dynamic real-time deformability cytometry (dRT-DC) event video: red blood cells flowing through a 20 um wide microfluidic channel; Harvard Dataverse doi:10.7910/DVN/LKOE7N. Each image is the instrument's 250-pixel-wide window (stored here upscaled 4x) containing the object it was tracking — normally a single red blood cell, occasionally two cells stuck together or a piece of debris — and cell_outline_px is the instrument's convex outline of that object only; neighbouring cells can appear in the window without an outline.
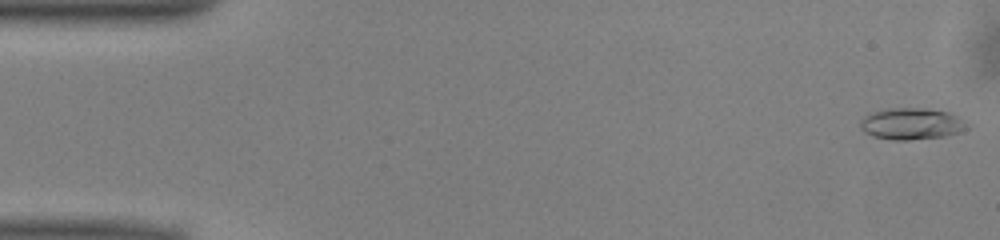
{"species": "common noctule bat (a hibernating species)", "species_latin": "Nyctalus noctula", "temperature_condition": "warm", "stored_images_in_passage": 50, "camera_frame_rate_fps": 3000, "um_per_image_px": 0.085, "animal": {"sex": "male", "body_mass_g": 13.0, "forearm_length_mm": 53.1}, "frame": {"image": 1, "passage_image": 1, "time_ms": 0.0, "image_size_px": [1000, 240], "cell_outline_px": [[972, 124], [968, 128], [944, 136], [908, 140], [892, 140], [872, 136], [864, 132], [860, 128], [860, 120], [864, 116], [872, 112], [888, 108], [924, 108], [948, 112]], "centroid_in_image_um": [77.46, 10.52], "position_along_channel_um": 7.5, "area_um2": 19.71}}
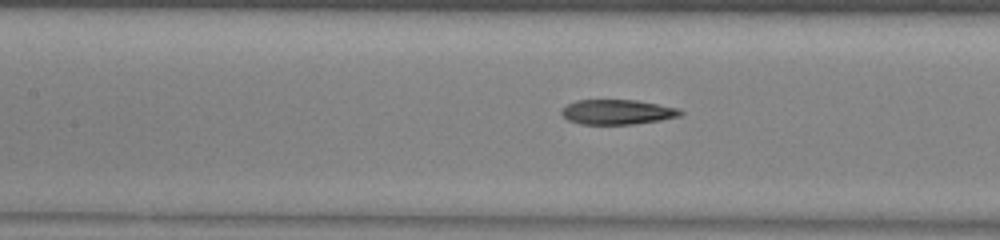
{"frame": {"image": 2, "passage_image": 22, "time_ms": 7.0, "image_size_px": [1000, 240], "cell_outline_px": [[684, 112], [680, 116], [660, 120], [632, 124], [580, 124], [568, 120], [560, 112], [560, 108], [576, 100], [636, 100], [676, 108]], "centroid_in_image_um": [52.42, 9.52], "position_along_channel_um": 155.0, "area_um2": 17.11}}
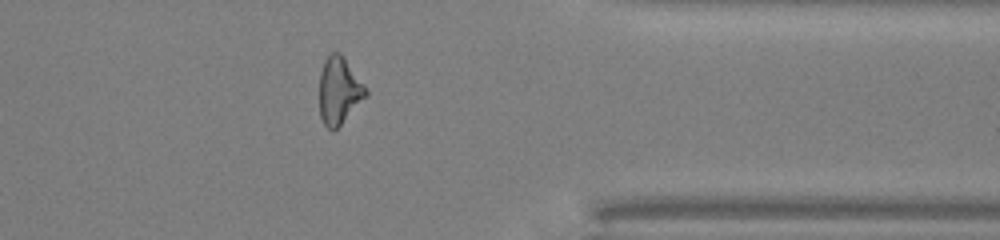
{"frame": {"image": 3, "passage_image": 40, "time_ms": 13.0, "image_size_px": [1000, 240], "cell_outline_px": [[368, 96], [332, 132], [324, 124], [320, 116], [320, 72], [324, 60], [332, 52], [340, 52], [364, 84], [368, 92]], "centroid_in_image_um": [28.83, 7.7], "position_along_channel_um": 382.6, "area_um2": 18.03}, "authors_computed_cell_mechanics": {"area_um2": 18.0625, "velocity_mm_per_s": 4.0559, "shape_relaxation_time_tau1_ms": 7.3543, "shape_relaxation_time_tau2_ms": 2.8891, "deformation_change_tau1": 0.2337, "deformation_change_tau2": 0.1201}}